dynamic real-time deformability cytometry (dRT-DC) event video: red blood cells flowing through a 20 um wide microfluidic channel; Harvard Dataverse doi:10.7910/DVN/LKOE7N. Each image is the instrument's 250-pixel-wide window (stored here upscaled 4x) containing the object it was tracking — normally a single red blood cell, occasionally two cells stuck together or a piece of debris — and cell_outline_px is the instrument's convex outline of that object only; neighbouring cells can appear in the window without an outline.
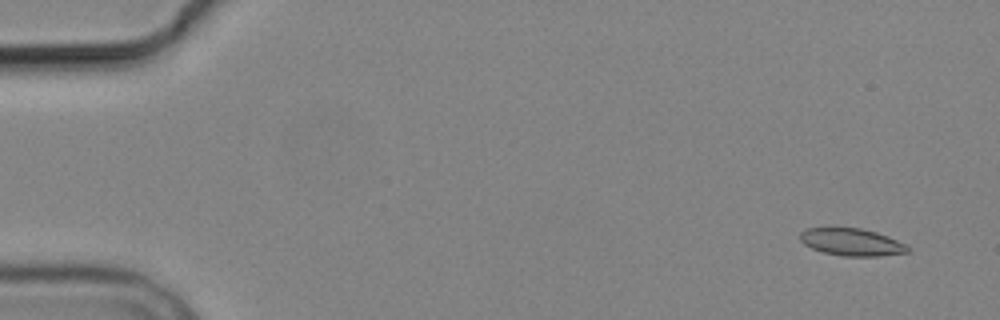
{"species": "common noctule bat (a hibernating species)", "species_latin": "Nyctalus noctula", "temperature_condition": "cold", "stored_images_in_passage": 9, "camera_frame_rate_fps": 3000, "um_per_image_px": 0.085, "animal": {"sex": "male", "body_mass_g": 19.2, "forearm_length_mm": 51.8}, "frame": {"image": 1, "passage_image": 1, "time_ms": 0.0, "image_size_px": [1000, 320], "cell_outline_px": [[912, 248], [908, 252], [880, 256], [844, 256], [824, 252], [812, 248], [804, 244], [800, 240], [800, 232], [804, 228], [860, 228], [876, 232], [888, 236], [908, 244]], "centroid_in_image_um": [72.43, 20.58], "position_along_channel_um": 12.6, "area_um2": 17.22}}
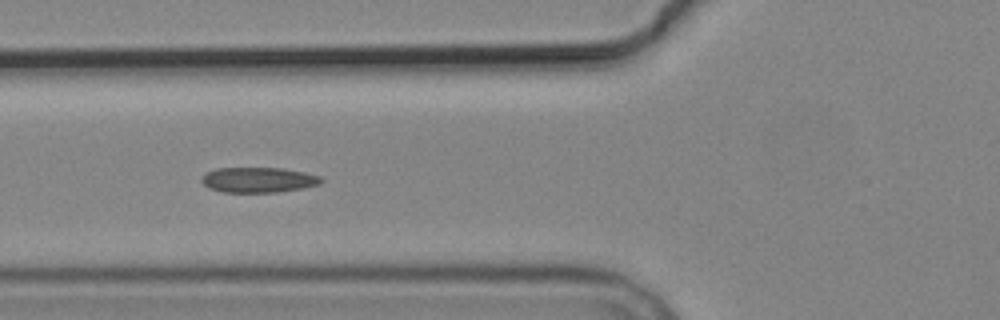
{"frame": {"image": 2, "passage_image": 6, "time_ms": 6.0, "image_size_px": [1000, 320], "cell_outline_px": [[324, 180], [320, 184], [304, 188], [276, 192], [220, 192], [208, 188], [200, 180], [200, 176], [204, 172], [216, 168], [284, 168], [304, 172], [320, 176]], "centroid_in_image_um": [21.92, 15.28], "position_along_channel_um": 103.9, "area_um2": 17.86}}
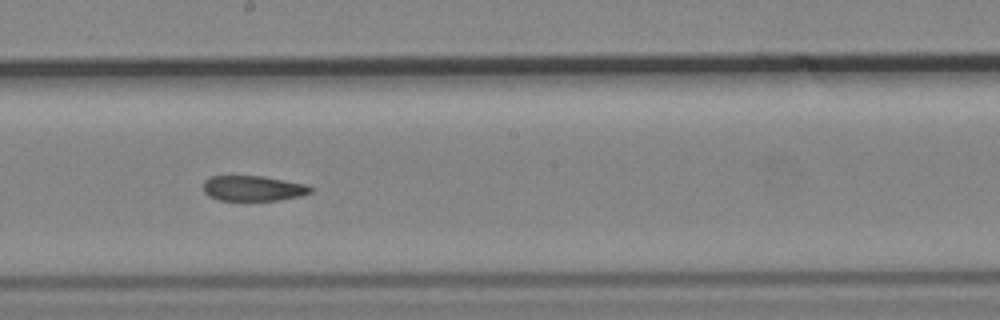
{"frame": {"image": 3, "passage_image": 9, "time_ms": 9.333, "image_size_px": [1000, 320], "cell_outline_px": [[312, 192], [300, 196], [280, 200], [220, 200], [208, 196], [204, 192], [204, 180], [212, 176], [260, 176], [308, 184], [312, 188]], "centroid_in_image_um": [21.53, 16.01], "position_along_channel_um": 226.7, "area_um2": 15.78}}